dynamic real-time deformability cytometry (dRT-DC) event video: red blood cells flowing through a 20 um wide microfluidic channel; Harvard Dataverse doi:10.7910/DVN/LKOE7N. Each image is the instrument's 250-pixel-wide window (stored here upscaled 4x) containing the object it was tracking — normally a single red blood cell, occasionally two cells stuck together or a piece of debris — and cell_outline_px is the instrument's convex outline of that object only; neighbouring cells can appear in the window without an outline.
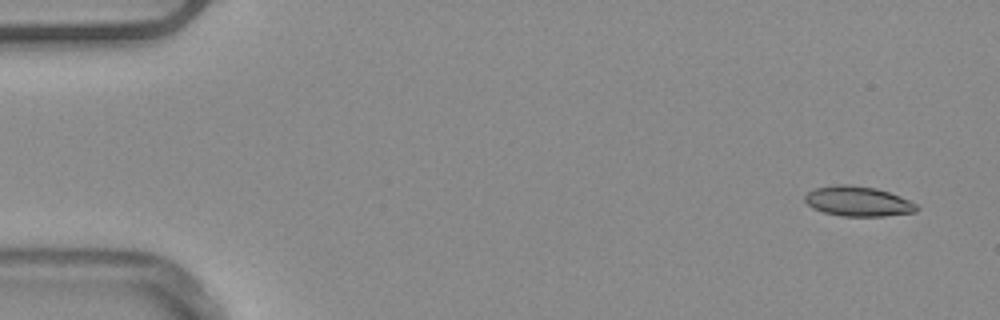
{"species": "common noctule bat (a hibernating species)", "species_latin": "Nyctalus noctula", "temperature_condition": "warm", "stored_images_in_passage": 50, "camera_frame_rate_fps": 3000, "um_per_image_px": 0.085, "animal": {"sex": "male", "body_mass_g": 20.4}, "frame": {"image": 1, "passage_image": 1, "time_ms": 0.0, "image_size_px": [1000, 320], "cell_outline_px": [[920, 208], [916, 212], [884, 216], [844, 216], [824, 212], [812, 208], [804, 200], [804, 196], [808, 192], [816, 188], [832, 184], [852, 184], [876, 188], [900, 196], [916, 204]], "centroid_in_image_um": [72.93, 17.1], "position_along_channel_um": 12.1, "area_um2": 19.59}}
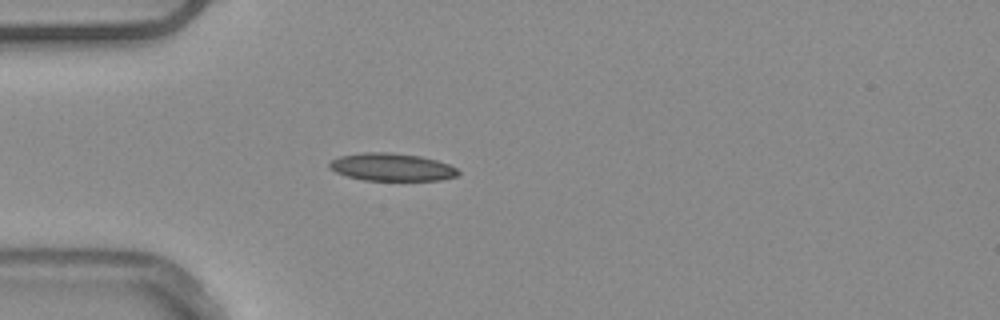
{"frame": {"image": 2, "passage_image": 13, "time_ms": 4.0, "image_size_px": [1000, 320], "cell_outline_px": [[460, 172], [456, 176], [440, 180], [364, 180], [348, 176], [336, 172], [328, 168], [328, 164], [332, 160], [340, 156], [364, 152], [392, 152], [420, 156], [436, 160], [448, 164], [456, 168]], "centroid_in_image_um": [33.28, 14.2], "position_along_channel_um": 51.7, "area_um2": 20.69}, "authors_computed_cell_mechanics": {"area_um2": 19.5364, "velocity_mm_per_s": 3.9472, "shape_relaxation_time_tau1_ms": 10.7719, "shape_relaxation_time_tau2_ms": 4.1944, "deformation_change_tau1": 0.2161, "deformation_change_tau2": 0.1215}}